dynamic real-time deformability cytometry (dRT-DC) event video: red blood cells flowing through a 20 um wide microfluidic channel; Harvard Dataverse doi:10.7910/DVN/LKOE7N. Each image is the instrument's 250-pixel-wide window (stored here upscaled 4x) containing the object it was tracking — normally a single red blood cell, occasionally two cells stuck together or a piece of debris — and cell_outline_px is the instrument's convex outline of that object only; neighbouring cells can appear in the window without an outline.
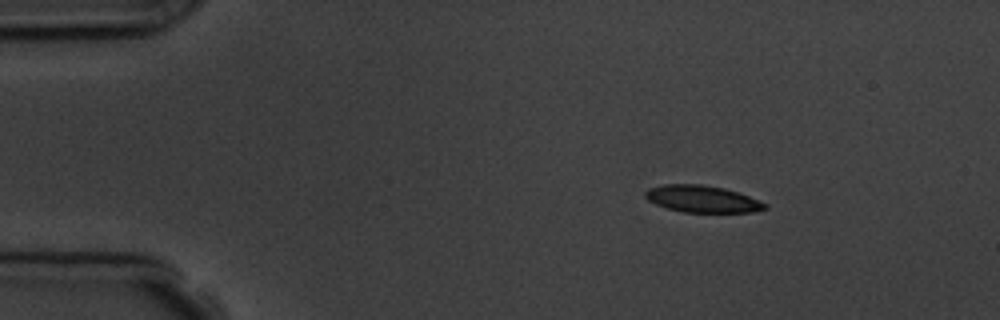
{"species": "common noctule bat (a hibernating species)", "species_latin": "Nyctalus noctula", "temperature_condition": "room temperature", "stored_images_in_passage": 3, "camera_frame_rate_fps": 3000, "um_per_image_px": 0.085, "animal": {"sex": "male", "body_mass_g": 19.5, "forearm_length_mm": 54.6}, "frame": {"image": 1, "passage_image": 1, "time_ms": 0.0, "image_size_px": [1000, 320], "cell_outline_px": [[768, 208], [752, 212], [684, 212], [668, 208], [656, 204], [648, 200], [644, 196], [644, 192], [648, 188], [664, 184], [700, 184], [724, 188], [748, 196], [768, 204]], "centroid_in_image_um": [59.67, 16.91], "position_along_channel_um": 25.3, "area_um2": 18.67}}